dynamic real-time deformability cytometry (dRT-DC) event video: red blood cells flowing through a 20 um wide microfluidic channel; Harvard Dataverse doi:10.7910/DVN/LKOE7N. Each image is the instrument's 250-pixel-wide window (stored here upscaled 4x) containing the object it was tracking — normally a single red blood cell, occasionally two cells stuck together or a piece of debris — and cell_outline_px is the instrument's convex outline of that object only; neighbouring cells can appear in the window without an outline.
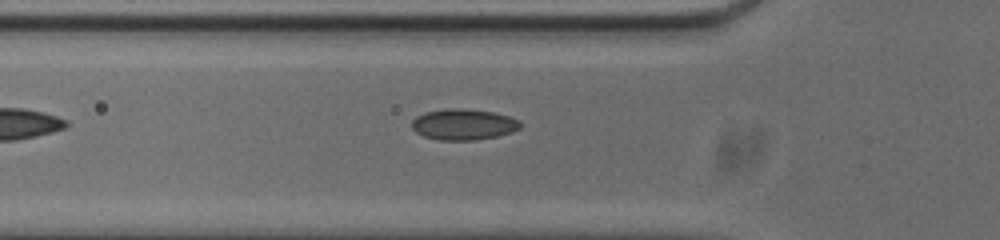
{"species": "common noctule bat (a hibernating species)", "species_latin": "Nyctalus noctula", "temperature_condition": "cold", "stored_images_in_passage": 37, "camera_frame_rate_fps": 3000, "um_per_image_px": 0.085, "animal": {"sex": "male", "body_mass_g": 20.0, "forearm_length_mm": 53.3}, "frame": {"image": 1, "passage_image": 2, "time_ms": 0.333, "image_size_px": [1000, 240], "cell_outline_px": [[520, 128], [512, 132], [496, 136], [476, 140], [440, 140], [424, 136], [416, 132], [412, 128], [412, 120], [416, 116], [424, 112], [448, 108], [460, 108], [492, 112], [508, 116], [520, 120]], "centroid_in_image_um": [39.38, 10.57], "position_along_channel_um": 86.4, "area_um2": 19.54}}
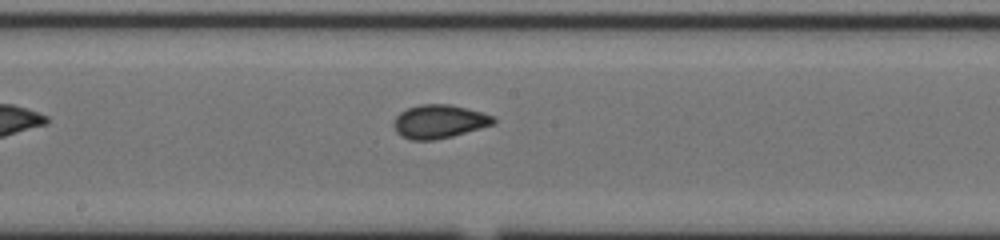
{"frame": {"image": 2, "passage_image": 12, "time_ms": 3.667, "image_size_px": [1000, 240], "cell_outline_px": [[496, 124], [452, 136], [432, 140], [412, 140], [400, 136], [396, 132], [392, 124], [396, 116], [400, 112], [408, 108], [420, 104], [448, 104], [484, 112], [496, 116]], "centroid_in_image_um": [37.35, 10.33], "position_along_channel_um": 210.9, "area_um2": 19.71}}
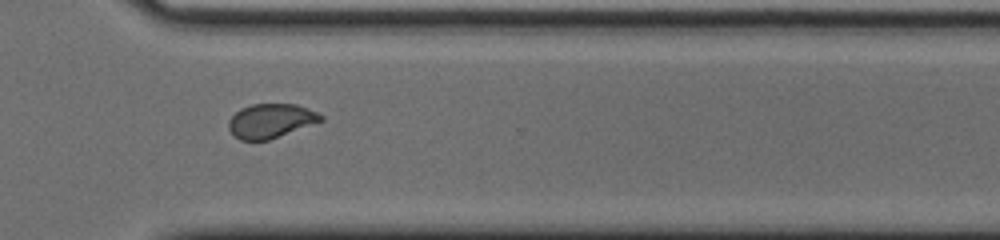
{"frame": {"image": 3, "passage_image": 23, "time_ms": 7.333, "image_size_px": [1000, 240], "cell_outline_px": [[324, 120], [268, 140], [240, 140], [232, 136], [228, 128], [228, 120], [240, 108], [252, 104], [296, 104], [316, 112], [324, 116]], "centroid_in_image_um": [22.97, 10.27], "position_along_channel_um": 347.6, "area_um2": 18.38}}